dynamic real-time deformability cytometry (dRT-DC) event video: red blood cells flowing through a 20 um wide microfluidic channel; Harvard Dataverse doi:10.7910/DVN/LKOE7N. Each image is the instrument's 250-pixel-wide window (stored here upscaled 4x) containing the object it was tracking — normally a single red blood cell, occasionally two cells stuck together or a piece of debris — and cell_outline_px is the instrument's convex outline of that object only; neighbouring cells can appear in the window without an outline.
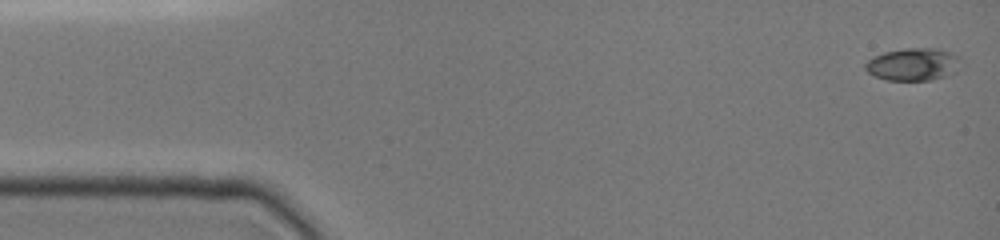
{"species": "common noctule bat (a hibernating species)", "species_latin": "Nyctalus noctula", "temperature_condition": "cold", "stored_images_in_passage": 9, "camera_frame_rate_fps": 3000, "um_per_image_px": 0.085, "animal": {"sex": "female", "body_mass_g": 19.0, "forearm_length_mm": 51.5}, "frame": {"image": 1, "passage_image": 1, "time_ms": 0.0, "image_size_px": [1000, 240], "cell_outline_px": [[960, 56], [956, 72], [932, 80], [888, 80], [876, 76], [868, 72], [864, 68], [864, 64], [868, 60], [884, 52], [904, 48], [936, 48], [952, 52]], "centroid_in_image_um": [77.63, 5.46], "position_along_channel_um": 7.4, "area_um2": 18.03}}
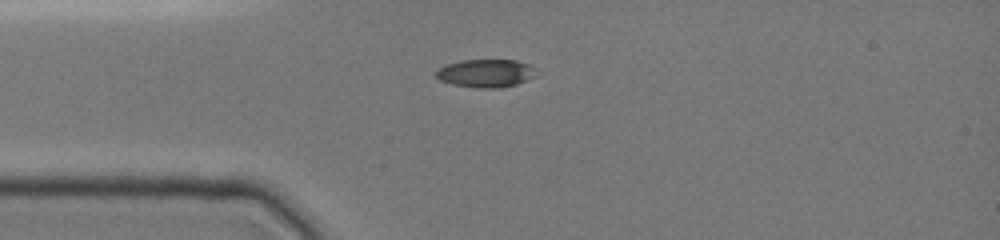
{"frame": {"image": 2, "passage_image": 7, "time_ms": 3.667, "image_size_px": [1000, 240], "cell_outline_px": [[536, 76], [516, 84], [500, 88], [480, 88], [452, 84], [440, 80], [436, 76], [436, 72], [440, 68], [448, 64], [460, 60], [516, 60], [528, 64], [536, 68]], "centroid_in_image_um": [41.33, 6.22], "position_along_channel_um": 43.7, "area_um2": 16.3}}
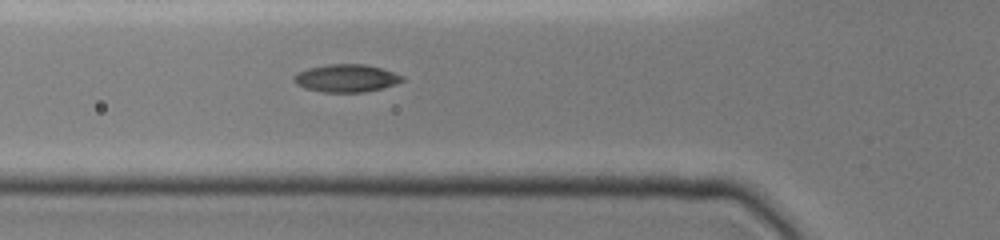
{"frame": {"image": 3, "passage_image": 9, "time_ms": 5.333, "image_size_px": [1000, 240], "cell_outline_px": [[404, 80], [396, 84], [364, 92], [324, 92], [304, 88], [296, 84], [292, 80], [292, 76], [296, 72], [308, 68], [328, 64], [364, 64], [380, 68], [404, 76]], "centroid_in_image_um": [29.38, 6.64], "position_along_channel_um": 96.4, "area_um2": 17.51}}